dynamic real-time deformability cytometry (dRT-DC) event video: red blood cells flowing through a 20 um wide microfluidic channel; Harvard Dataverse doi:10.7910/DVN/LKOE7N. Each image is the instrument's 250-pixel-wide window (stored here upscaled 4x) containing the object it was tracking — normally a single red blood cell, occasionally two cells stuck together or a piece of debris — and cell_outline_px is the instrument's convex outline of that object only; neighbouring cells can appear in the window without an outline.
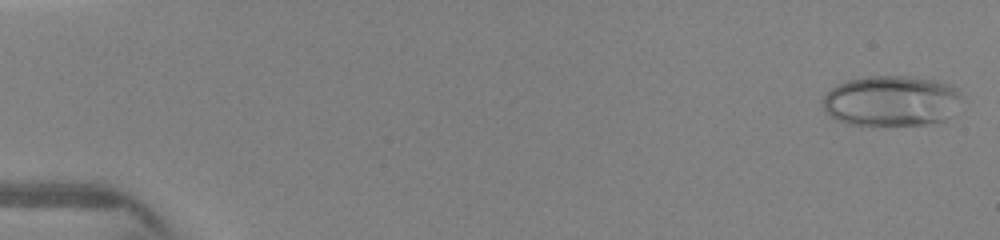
{"species": "human", "species_latin": "Homo sapiens", "temperature_condition": "warm", "stored_images_in_passage": 7, "camera_frame_rate_fps": 3000, "um_per_image_px": 0.085, "donor": {"sex": "female"}, "frame": {"image": 1, "passage_image": 1, "time_ms": 0.0, "image_size_px": [1000, 240], "cell_outline_px": [[964, 96], [944, 120], [924, 124], [848, 124], [836, 120], [824, 112], [824, 96], [832, 88], [848, 80], [868, 76], [908, 76], [936, 80], [952, 84]], "centroid_in_image_um": [75.77, 8.55], "position_along_channel_um": 9.2, "area_um2": 40.63}}